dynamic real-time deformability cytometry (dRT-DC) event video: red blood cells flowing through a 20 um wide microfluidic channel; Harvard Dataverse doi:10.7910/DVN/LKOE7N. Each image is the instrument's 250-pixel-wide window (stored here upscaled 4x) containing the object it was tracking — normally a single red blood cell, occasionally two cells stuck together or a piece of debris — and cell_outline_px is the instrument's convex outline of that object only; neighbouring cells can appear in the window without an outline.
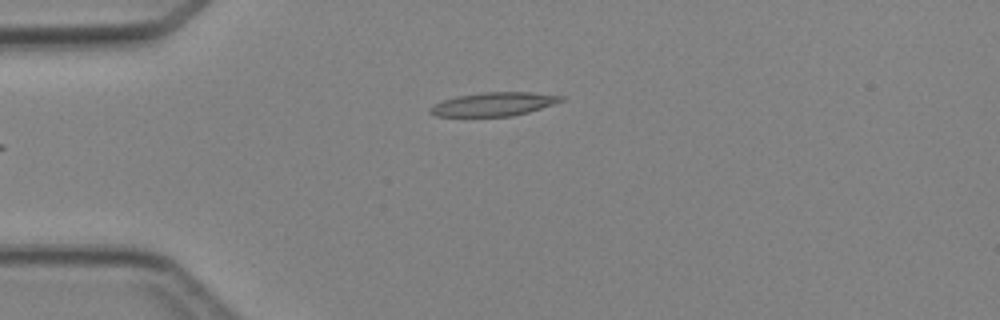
{"species": "Egyptian fruit bat (a non-hibernating species)", "species_latin": "Rousettus aegyptiacus", "temperature_condition": "cold", "stored_images_in_passage": 5, "camera_frame_rate_fps": 3000, "um_per_image_px": 0.085, "animal": {"sex": "female"}, "frame": {"image": 1, "passage_image": 5, "time_ms": 4.667, "image_size_px": [1000, 320], "cell_outline_px": [[564, 100], [528, 112], [512, 116], [436, 116], [428, 112], [428, 108], [444, 100], [456, 96], [484, 92], [532, 92], [564, 96]], "centroid_in_image_um": [41.95, 8.85], "position_along_channel_um": 43.0, "area_um2": 17.86}}